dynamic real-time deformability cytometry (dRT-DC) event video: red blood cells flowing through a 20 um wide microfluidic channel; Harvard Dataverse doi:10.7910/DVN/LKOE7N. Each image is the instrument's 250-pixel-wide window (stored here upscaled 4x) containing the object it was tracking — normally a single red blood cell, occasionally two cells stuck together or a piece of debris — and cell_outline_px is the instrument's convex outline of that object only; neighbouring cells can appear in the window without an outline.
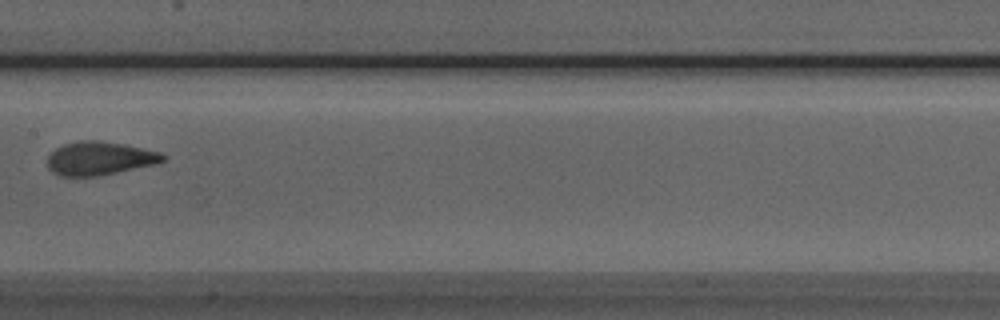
{"species": "Egyptian fruit bat (a non-hibernating species)", "species_latin": "Rousettus aegyptiacus", "temperature_condition": "room temperature", "stored_images_in_passage": 7, "camera_frame_rate_fps": 3000, "um_per_image_px": 0.085, "animal": {"sex": "male"}, "frame": {"image": 1, "passage_image": 7, "time_ms": 7.0, "image_size_px": [1000, 320], "cell_outline_px": [[168, 156], [164, 160], [156, 164], [100, 176], [60, 176], [52, 172], [48, 168], [48, 156], [56, 148], [64, 144], [80, 140], [96, 140], [124, 144], [160, 152]], "centroid_in_image_um": [8.47, 13.46], "position_along_channel_um": 198.9, "area_um2": 22.6}}